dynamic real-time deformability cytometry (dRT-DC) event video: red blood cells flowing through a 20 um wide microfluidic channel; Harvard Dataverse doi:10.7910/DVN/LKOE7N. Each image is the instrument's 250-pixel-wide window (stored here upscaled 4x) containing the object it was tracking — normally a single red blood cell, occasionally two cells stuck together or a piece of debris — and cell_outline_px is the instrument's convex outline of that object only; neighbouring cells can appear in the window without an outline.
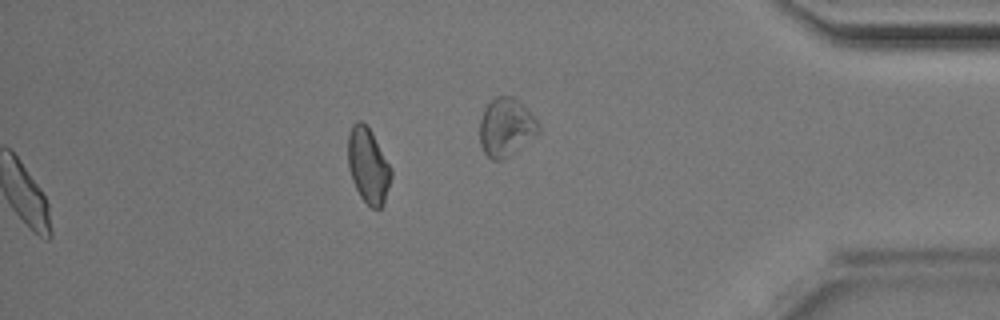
{"species": "Egyptian fruit bat (a non-hibernating species)", "species_latin": "Rousettus aegyptiacus", "temperature_condition": "room temperature", "stored_images_in_passage": 33, "camera_frame_rate_fps": 3000, "um_per_image_px": 0.085, "animal": {"sex": "male"}, "frame": {"image": 1, "passage_image": 33, "time_ms": 10.667, "image_size_px": [1000, 320], "cell_outline_px": [[392, 176], [384, 200], [380, 208], [372, 208], [360, 196], [352, 180], [348, 168], [348, 132], [352, 124], [356, 120], [360, 120], [372, 132], [392, 168]], "centroid_in_image_um": [31.28, 14.04], "position_along_channel_um": 403.9, "area_um2": 18.9}}